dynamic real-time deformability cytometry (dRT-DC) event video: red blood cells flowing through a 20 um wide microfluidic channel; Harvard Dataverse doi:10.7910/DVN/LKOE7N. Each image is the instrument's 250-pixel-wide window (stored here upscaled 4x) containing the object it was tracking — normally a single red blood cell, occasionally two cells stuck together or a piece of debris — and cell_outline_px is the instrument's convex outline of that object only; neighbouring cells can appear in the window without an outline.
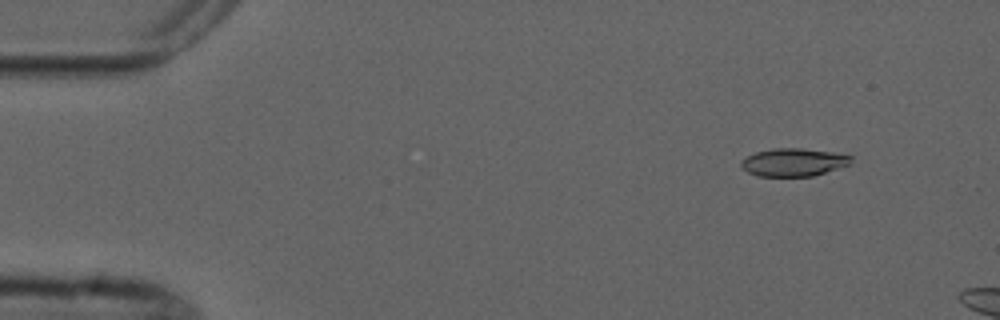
{"species": "common noctule bat (a hibernating species)", "species_latin": "Nyctalus noctula", "temperature_condition": "cold", "stored_images_in_passage": 4, "camera_frame_rate_fps": 3000, "um_per_image_px": 0.085, "animal": {"sex": "male", "forearm_length_mm": 52.5}, "frame": {"image": 1, "passage_image": 2, "time_ms": 1.0, "image_size_px": [1000, 320], "cell_outline_px": [[852, 160], [848, 164], [812, 176], [756, 176], [748, 172], [740, 164], [740, 160], [756, 152], [772, 148], [800, 148], [832, 152], [852, 156]], "centroid_in_image_um": [67.4, 13.78], "position_along_channel_um": 17.6, "area_um2": 17.63}}